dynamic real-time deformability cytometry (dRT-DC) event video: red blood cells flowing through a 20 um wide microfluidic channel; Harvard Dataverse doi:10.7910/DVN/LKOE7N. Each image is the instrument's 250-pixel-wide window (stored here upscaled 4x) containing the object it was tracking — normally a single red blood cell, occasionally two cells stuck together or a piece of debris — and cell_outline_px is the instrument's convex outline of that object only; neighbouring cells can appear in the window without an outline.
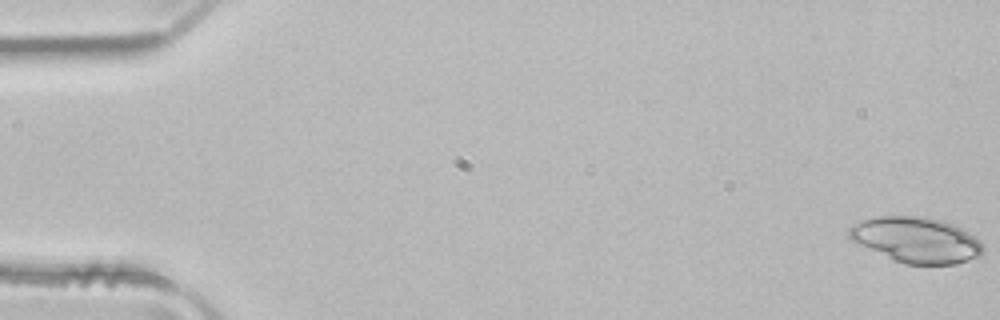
{"species": "common noctule bat (a hibernating species)", "species_latin": "Nyctalus noctula", "temperature_condition": "room temperature", "stored_images_in_passage": 14, "camera_frame_rate_fps": 3000, "um_per_image_px": 0.085, "animal": {"sex": "male", "body_mass_g": 21.5, "forearm_length_mm": 52.0}, "frame": {"image": 1, "passage_image": 1, "time_ms": 0.0, "image_size_px": [1000, 320], "cell_outline_px": [[984, 252], [980, 260], [956, 264], [904, 264], [860, 244], [852, 240], [848, 236], [848, 228], [852, 224], [860, 220], [876, 216], [924, 216], [944, 220], [976, 236], [980, 240], [984, 248]], "centroid_in_image_um": [77.96, 20.39], "position_along_channel_um": 7.0, "area_um2": 36.01}}